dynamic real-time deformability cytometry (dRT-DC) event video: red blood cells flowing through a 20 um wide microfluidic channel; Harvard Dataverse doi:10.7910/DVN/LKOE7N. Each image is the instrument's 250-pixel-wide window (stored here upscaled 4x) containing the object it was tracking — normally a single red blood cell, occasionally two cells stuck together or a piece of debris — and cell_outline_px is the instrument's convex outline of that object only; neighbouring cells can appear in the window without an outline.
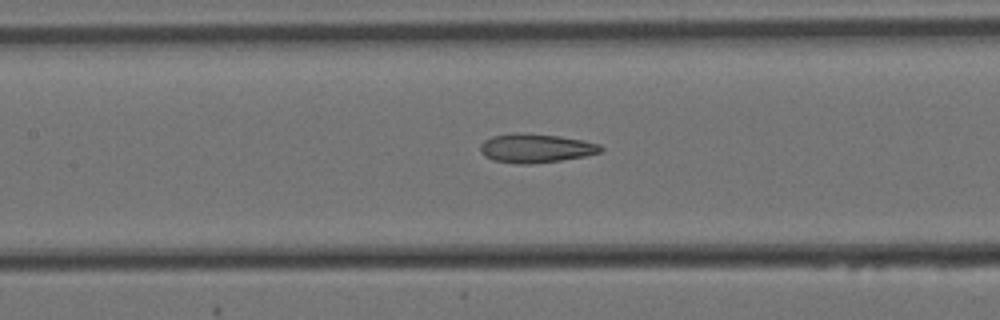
{"species": "Egyptian fruit bat (a non-hibernating species)", "species_latin": "Rousettus aegyptiacus", "temperature_condition": "cold", "stored_images_in_passage": 18, "camera_frame_rate_fps": 3000, "um_per_image_px": 0.085, "animal": {"sex": "female"}, "frame": {"image": 1, "passage_image": 13, "time_ms": 4.0, "image_size_px": [1000, 320], "cell_outline_px": [[604, 148], [600, 152], [584, 156], [560, 160], [532, 164], [516, 164], [492, 160], [484, 156], [480, 152], [480, 144], [484, 140], [492, 136], [512, 132], [524, 132], [560, 136], [584, 140], [600, 144]], "centroid_in_image_um": [45.5, 12.58], "position_along_channel_um": 161.9, "area_um2": 20.63}}
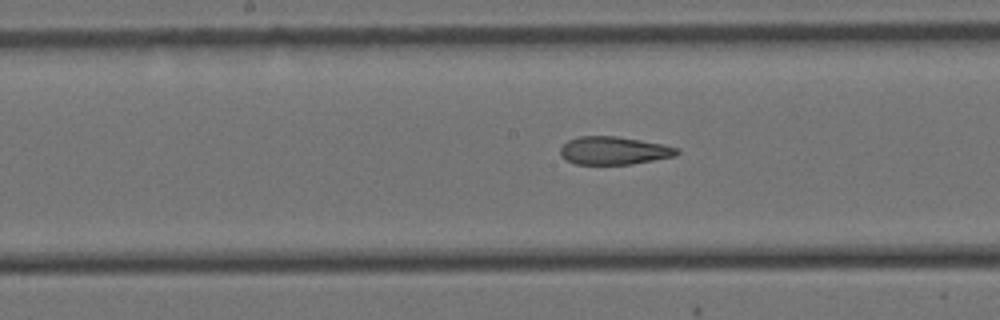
{"frame": {"image": 2, "passage_image": 16, "time_ms": 5.0, "image_size_px": [1000, 320], "cell_outline_px": [[680, 152], [676, 156], [632, 164], [576, 164], [560, 156], [560, 148], [568, 140], [580, 136], [616, 136], [664, 144], [680, 148]], "centroid_in_image_um": [52.21, 12.8], "position_along_channel_um": 196.0, "area_um2": 19.07}}